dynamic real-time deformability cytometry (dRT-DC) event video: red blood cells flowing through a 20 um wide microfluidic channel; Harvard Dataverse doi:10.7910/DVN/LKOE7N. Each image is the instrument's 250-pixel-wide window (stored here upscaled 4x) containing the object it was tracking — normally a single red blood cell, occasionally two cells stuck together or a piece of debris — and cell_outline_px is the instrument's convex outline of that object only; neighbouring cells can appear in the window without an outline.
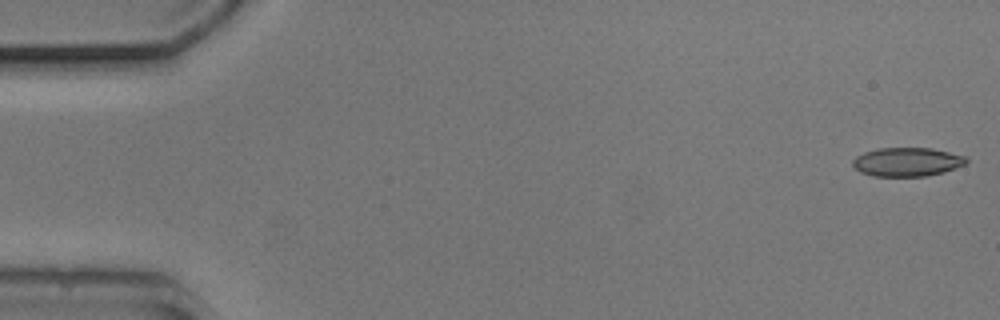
{"species": "common noctule bat (a hibernating species)", "species_latin": "Nyctalus noctula", "temperature_condition": "cold", "stored_images_in_passage": 53, "camera_frame_rate_fps": 3000, "um_per_image_px": 0.085, "animal": {"sex": "male", "body_mass_g": 20.5, "forearm_length_mm": 52.5}, "frame": {"image": 1, "passage_image": 1, "time_ms": 0.0, "image_size_px": [1000, 320], "cell_outline_px": [[968, 160], [964, 164], [944, 172], [924, 176], [872, 176], [860, 172], [852, 164], [852, 160], [856, 156], [864, 152], [880, 148], [932, 148], [968, 156]], "centroid_in_image_um": [77.11, 13.76], "position_along_channel_um": 7.9, "area_um2": 19.07}}
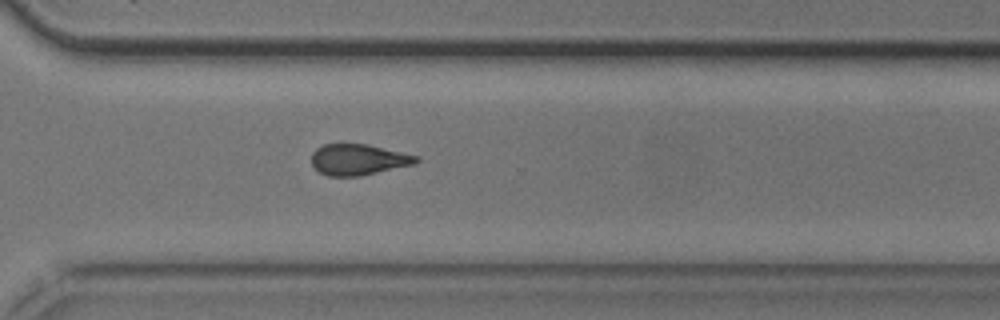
{"frame": {"image": 2, "passage_image": 38, "time_ms": 12.333, "image_size_px": [1000, 320], "cell_outline_px": [[420, 160], [416, 164], [360, 176], [328, 176], [320, 172], [312, 164], [312, 152], [316, 148], [324, 144], [368, 144], [420, 156]], "centroid_in_image_um": [30.5, 13.56], "position_along_channel_um": 340.1, "area_um2": 19.02}}
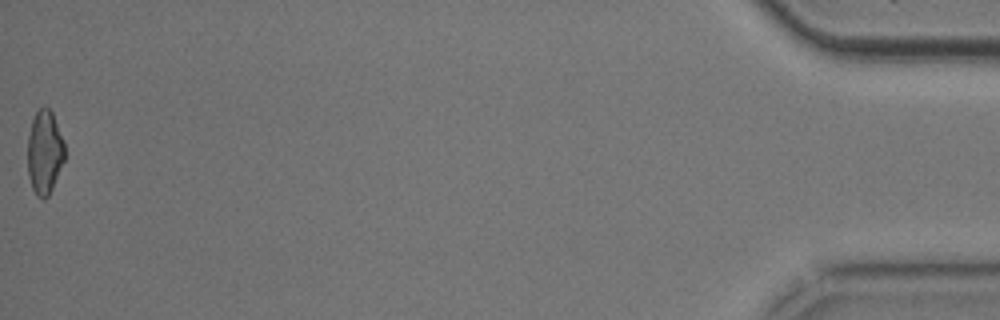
{"frame": {"image": 3, "passage_image": 53, "time_ms": 17.333, "image_size_px": [1000, 320], "cell_outline_px": [[64, 160], [52, 188], [48, 196], [44, 200], [36, 196], [32, 188], [28, 176], [28, 136], [32, 120], [36, 112], [40, 108], [48, 108], [52, 112], [64, 144]], "centroid_in_image_um": [3.77, 12.98], "position_along_channel_um": 431.4, "area_um2": 17.86}, "authors_computed_cell_mechanics": {"area_um2": 19.3052, "velocity_mm_per_s": 3.7949, "shape_relaxation_time_tau1_ms": 6.8079, "shape_relaxation_time_tau2_ms": 4.0428, "deformation_change_tau1": 0.1398, "deformation_change_tau2": 0.1192}}